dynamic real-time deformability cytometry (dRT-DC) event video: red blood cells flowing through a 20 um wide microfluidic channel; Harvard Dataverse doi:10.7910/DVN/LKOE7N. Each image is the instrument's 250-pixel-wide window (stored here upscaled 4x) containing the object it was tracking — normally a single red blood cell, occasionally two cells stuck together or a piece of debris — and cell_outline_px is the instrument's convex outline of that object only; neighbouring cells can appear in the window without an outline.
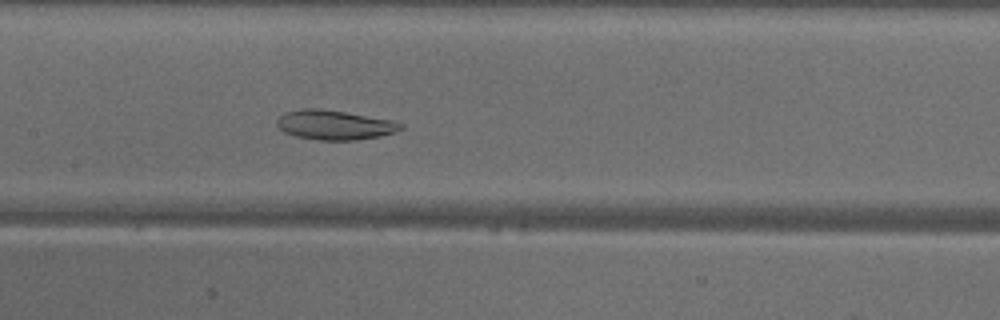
{"species": "common noctule bat (a hibernating species)", "species_latin": "Nyctalus noctula", "temperature_condition": "warm", "stored_images_in_passage": 49, "camera_frame_rate_fps": 3000, "um_per_image_px": 0.085, "animal": {"sex": "male", "body_mass_g": 18.8}, "frame": {"image": 1, "passage_image": 23, "time_ms": 7.333, "image_size_px": [1000, 320], "cell_outline_px": [[404, 128], [396, 132], [380, 136], [356, 140], [316, 140], [292, 136], [284, 132], [276, 124], [276, 120], [284, 112], [300, 108], [320, 108], [392, 120], [404, 124]], "centroid_in_image_um": [28.41, 10.62], "position_along_channel_um": 179.0, "area_um2": 21.56}}
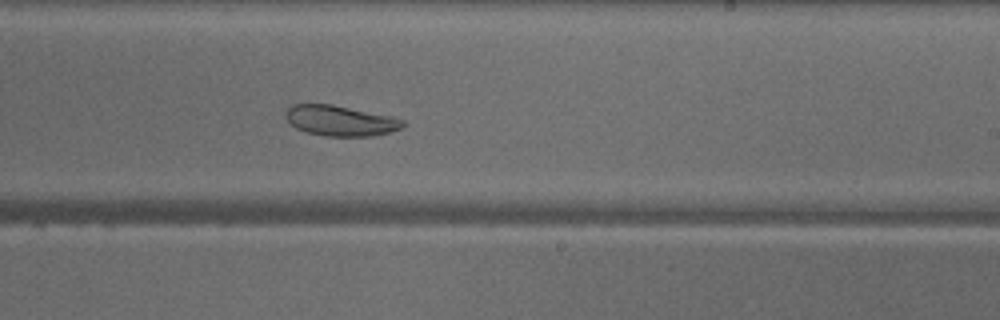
{"frame": {"image": 2, "passage_image": 29, "time_ms": 9.333, "image_size_px": [1000, 320], "cell_outline_px": [[404, 124], [400, 128], [388, 132], [372, 136], [324, 136], [308, 132], [296, 128], [284, 116], [284, 112], [292, 104], [332, 104], [392, 116], [404, 120]], "centroid_in_image_um": [28.9, 10.25], "position_along_channel_um": 260.1, "area_um2": 20.69}}
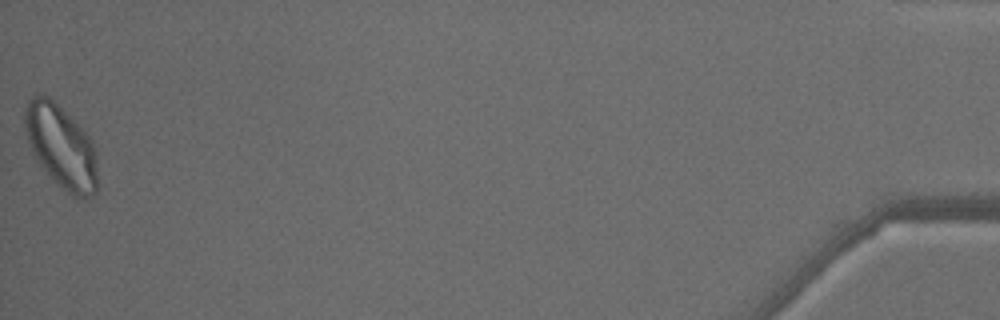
{"frame": {"image": 3, "passage_image": 49, "time_ms": 16.0, "image_size_px": [1000, 320], "cell_outline_px": [[96, 192], [92, 196], [84, 200], [80, 200], [72, 196], [60, 188], [56, 184], [40, 164], [28, 140], [24, 128], [24, 108], [28, 100], [32, 96], [40, 92], [48, 96], [92, 140], [96, 152]], "centroid_in_image_um": [5.19, 12.49], "position_along_channel_um": 430.0, "area_um2": 35.03}, "authors_computed_cell_mechanics": {"area_um2": 28.3798, "velocity_mm_per_s": 4.0778, "shape_relaxation_time_tau1_ms": null, "shape_relaxation_time_tau2_ms": 6.9158, "deformation_change_tau1": null, "deformation_change_tau2": 0.1153}}